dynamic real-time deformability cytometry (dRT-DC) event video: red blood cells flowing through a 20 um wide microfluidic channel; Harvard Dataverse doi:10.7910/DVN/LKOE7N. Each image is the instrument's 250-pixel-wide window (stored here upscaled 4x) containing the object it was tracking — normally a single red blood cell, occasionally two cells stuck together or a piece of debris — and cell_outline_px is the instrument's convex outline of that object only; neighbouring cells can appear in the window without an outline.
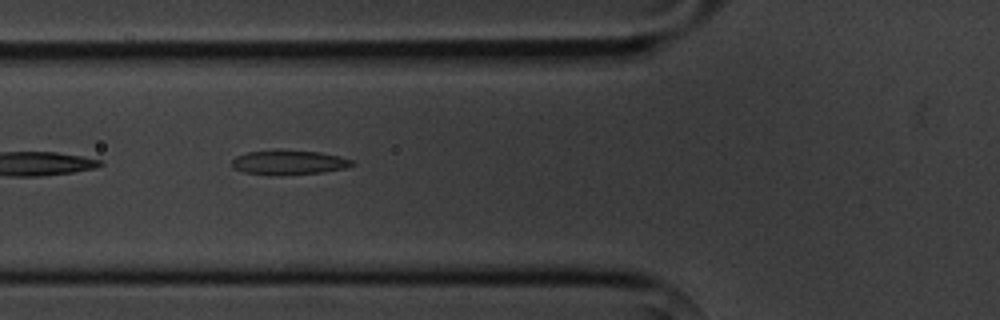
{"species": "common noctule bat (a hibernating species)", "species_latin": "Nyctalus noctula", "temperature_condition": "cold", "stored_images_in_passage": 7, "camera_frame_rate_fps": 3000, "um_per_image_px": 0.085, "animal": {"sex": "male", "body_mass_g": 20.1, "forearm_length_mm": 53.5}, "frame": {"image": 1, "passage_image": 6, "time_ms": 5.667, "image_size_px": [1000, 320], "cell_outline_px": [[352, 164], [344, 168], [324, 172], [276, 176], [244, 172], [232, 168], [232, 160], [236, 156], [248, 152], [320, 152], [352, 160]], "centroid_in_image_um": [24.5, 13.85], "position_along_channel_um": 101.3, "area_um2": 16.42}}
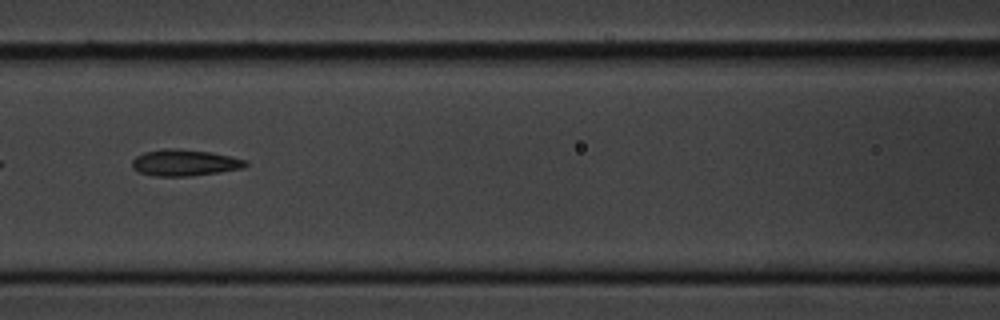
{"frame": {"image": 2, "passage_image": 7, "time_ms": 7.0, "image_size_px": [1000, 320], "cell_outline_px": [[248, 164], [244, 168], [220, 172], [192, 176], [152, 176], [140, 172], [132, 168], [132, 160], [136, 156], [144, 152], [164, 148], [176, 148], [212, 152], [248, 160]], "centroid_in_image_um": [15.71, 13.83], "position_along_channel_um": 150.9, "area_um2": 17.69}}